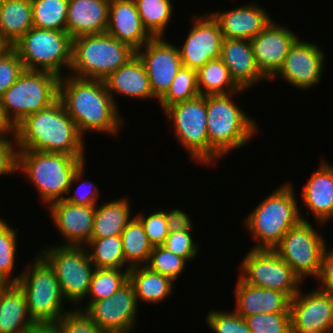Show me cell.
<instances>
[{
  "label": "cell",
  "mask_w": 333,
  "mask_h": 333,
  "mask_svg": "<svg viewBox=\"0 0 333 333\" xmlns=\"http://www.w3.org/2000/svg\"><path fill=\"white\" fill-rule=\"evenodd\" d=\"M58 99L82 135L87 131L117 135L124 122L104 80L63 75Z\"/></svg>",
  "instance_id": "cell-1"
},
{
  "label": "cell",
  "mask_w": 333,
  "mask_h": 333,
  "mask_svg": "<svg viewBox=\"0 0 333 333\" xmlns=\"http://www.w3.org/2000/svg\"><path fill=\"white\" fill-rule=\"evenodd\" d=\"M15 136L18 149L85 157L83 135L59 99L25 117L15 126Z\"/></svg>",
  "instance_id": "cell-2"
},
{
  "label": "cell",
  "mask_w": 333,
  "mask_h": 333,
  "mask_svg": "<svg viewBox=\"0 0 333 333\" xmlns=\"http://www.w3.org/2000/svg\"><path fill=\"white\" fill-rule=\"evenodd\" d=\"M86 158L66 153L18 149L17 171L24 172L40 199L48 205L63 200L73 184L82 181Z\"/></svg>",
  "instance_id": "cell-3"
},
{
  "label": "cell",
  "mask_w": 333,
  "mask_h": 333,
  "mask_svg": "<svg viewBox=\"0 0 333 333\" xmlns=\"http://www.w3.org/2000/svg\"><path fill=\"white\" fill-rule=\"evenodd\" d=\"M231 95H206L209 166L233 149L246 146L258 133L256 121L237 106Z\"/></svg>",
  "instance_id": "cell-4"
},
{
  "label": "cell",
  "mask_w": 333,
  "mask_h": 333,
  "mask_svg": "<svg viewBox=\"0 0 333 333\" xmlns=\"http://www.w3.org/2000/svg\"><path fill=\"white\" fill-rule=\"evenodd\" d=\"M294 192L291 183L280 185L243 219L245 229L258 242L251 249H274L290 228L307 221L298 209Z\"/></svg>",
  "instance_id": "cell-5"
},
{
  "label": "cell",
  "mask_w": 333,
  "mask_h": 333,
  "mask_svg": "<svg viewBox=\"0 0 333 333\" xmlns=\"http://www.w3.org/2000/svg\"><path fill=\"white\" fill-rule=\"evenodd\" d=\"M135 55L136 50L130 45L107 32L82 35L72 39V63L68 71L78 78L105 80Z\"/></svg>",
  "instance_id": "cell-6"
},
{
  "label": "cell",
  "mask_w": 333,
  "mask_h": 333,
  "mask_svg": "<svg viewBox=\"0 0 333 333\" xmlns=\"http://www.w3.org/2000/svg\"><path fill=\"white\" fill-rule=\"evenodd\" d=\"M16 283L24 292L28 313L34 322L57 323L63 315L65 297L50 264L38 253ZM64 299V300H63Z\"/></svg>",
  "instance_id": "cell-7"
},
{
  "label": "cell",
  "mask_w": 333,
  "mask_h": 333,
  "mask_svg": "<svg viewBox=\"0 0 333 333\" xmlns=\"http://www.w3.org/2000/svg\"><path fill=\"white\" fill-rule=\"evenodd\" d=\"M60 77L47 71L25 70L0 97L7 118L17 126L25 117L59 98Z\"/></svg>",
  "instance_id": "cell-8"
},
{
  "label": "cell",
  "mask_w": 333,
  "mask_h": 333,
  "mask_svg": "<svg viewBox=\"0 0 333 333\" xmlns=\"http://www.w3.org/2000/svg\"><path fill=\"white\" fill-rule=\"evenodd\" d=\"M25 70L47 71L62 77V66L70 70L72 38L67 31L32 27L13 46Z\"/></svg>",
  "instance_id": "cell-9"
},
{
  "label": "cell",
  "mask_w": 333,
  "mask_h": 333,
  "mask_svg": "<svg viewBox=\"0 0 333 333\" xmlns=\"http://www.w3.org/2000/svg\"><path fill=\"white\" fill-rule=\"evenodd\" d=\"M38 253L53 268L65 300L75 304L74 308L81 309L80 302L88 295L95 271L86 247L56 245Z\"/></svg>",
  "instance_id": "cell-10"
},
{
  "label": "cell",
  "mask_w": 333,
  "mask_h": 333,
  "mask_svg": "<svg viewBox=\"0 0 333 333\" xmlns=\"http://www.w3.org/2000/svg\"><path fill=\"white\" fill-rule=\"evenodd\" d=\"M166 113V114H165ZM166 118L173 122L174 135L194 162L208 166L209 139L207 134L206 96L174 104L164 109Z\"/></svg>",
  "instance_id": "cell-11"
},
{
  "label": "cell",
  "mask_w": 333,
  "mask_h": 333,
  "mask_svg": "<svg viewBox=\"0 0 333 333\" xmlns=\"http://www.w3.org/2000/svg\"><path fill=\"white\" fill-rule=\"evenodd\" d=\"M326 247L322 234H319L308 220H301L287 231L273 250L303 283L306 276L314 279L319 276L321 257Z\"/></svg>",
  "instance_id": "cell-12"
},
{
  "label": "cell",
  "mask_w": 333,
  "mask_h": 333,
  "mask_svg": "<svg viewBox=\"0 0 333 333\" xmlns=\"http://www.w3.org/2000/svg\"><path fill=\"white\" fill-rule=\"evenodd\" d=\"M240 278L247 284L285 293L292 299L301 280L273 249H251L240 263Z\"/></svg>",
  "instance_id": "cell-13"
},
{
  "label": "cell",
  "mask_w": 333,
  "mask_h": 333,
  "mask_svg": "<svg viewBox=\"0 0 333 333\" xmlns=\"http://www.w3.org/2000/svg\"><path fill=\"white\" fill-rule=\"evenodd\" d=\"M83 311L105 333H131L136 326L138 302L128 281L111 297L88 302Z\"/></svg>",
  "instance_id": "cell-14"
},
{
  "label": "cell",
  "mask_w": 333,
  "mask_h": 333,
  "mask_svg": "<svg viewBox=\"0 0 333 333\" xmlns=\"http://www.w3.org/2000/svg\"><path fill=\"white\" fill-rule=\"evenodd\" d=\"M291 333H332L333 293L315 288L290 300Z\"/></svg>",
  "instance_id": "cell-15"
},
{
  "label": "cell",
  "mask_w": 333,
  "mask_h": 333,
  "mask_svg": "<svg viewBox=\"0 0 333 333\" xmlns=\"http://www.w3.org/2000/svg\"><path fill=\"white\" fill-rule=\"evenodd\" d=\"M325 57L318 45L298 37L291 45L282 66L269 81H274L279 75L291 86L307 90L319 84L326 63Z\"/></svg>",
  "instance_id": "cell-16"
},
{
  "label": "cell",
  "mask_w": 333,
  "mask_h": 333,
  "mask_svg": "<svg viewBox=\"0 0 333 333\" xmlns=\"http://www.w3.org/2000/svg\"><path fill=\"white\" fill-rule=\"evenodd\" d=\"M163 38L152 37L136 51L144 63L151 90L157 101L167 93L178 71L183 67L178 46Z\"/></svg>",
  "instance_id": "cell-17"
},
{
  "label": "cell",
  "mask_w": 333,
  "mask_h": 333,
  "mask_svg": "<svg viewBox=\"0 0 333 333\" xmlns=\"http://www.w3.org/2000/svg\"><path fill=\"white\" fill-rule=\"evenodd\" d=\"M205 14L199 18L193 16V27L187 34L184 44L178 48L182 65L196 71L209 60L220 58L223 41L218 22L210 13Z\"/></svg>",
  "instance_id": "cell-18"
},
{
  "label": "cell",
  "mask_w": 333,
  "mask_h": 333,
  "mask_svg": "<svg viewBox=\"0 0 333 333\" xmlns=\"http://www.w3.org/2000/svg\"><path fill=\"white\" fill-rule=\"evenodd\" d=\"M297 34L271 20L250 42L257 67L270 80L280 69Z\"/></svg>",
  "instance_id": "cell-19"
},
{
  "label": "cell",
  "mask_w": 333,
  "mask_h": 333,
  "mask_svg": "<svg viewBox=\"0 0 333 333\" xmlns=\"http://www.w3.org/2000/svg\"><path fill=\"white\" fill-rule=\"evenodd\" d=\"M51 219L65 243L61 246H85L93 232L95 206H81L58 200L48 206Z\"/></svg>",
  "instance_id": "cell-20"
},
{
  "label": "cell",
  "mask_w": 333,
  "mask_h": 333,
  "mask_svg": "<svg viewBox=\"0 0 333 333\" xmlns=\"http://www.w3.org/2000/svg\"><path fill=\"white\" fill-rule=\"evenodd\" d=\"M251 2L231 10L210 13L218 22L223 38L251 41L273 19L259 4Z\"/></svg>",
  "instance_id": "cell-21"
},
{
  "label": "cell",
  "mask_w": 333,
  "mask_h": 333,
  "mask_svg": "<svg viewBox=\"0 0 333 333\" xmlns=\"http://www.w3.org/2000/svg\"><path fill=\"white\" fill-rule=\"evenodd\" d=\"M106 32L136 51L153 37L143 26L134 0H110Z\"/></svg>",
  "instance_id": "cell-22"
},
{
  "label": "cell",
  "mask_w": 333,
  "mask_h": 333,
  "mask_svg": "<svg viewBox=\"0 0 333 333\" xmlns=\"http://www.w3.org/2000/svg\"><path fill=\"white\" fill-rule=\"evenodd\" d=\"M220 59L242 89L248 90L259 81L268 80L257 67L249 40L223 38Z\"/></svg>",
  "instance_id": "cell-23"
},
{
  "label": "cell",
  "mask_w": 333,
  "mask_h": 333,
  "mask_svg": "<svg viewBox=\"0 0 333 333\" xmlns=\"http://www.w3.org/2000/svg\"><path fill=\"white\" fill-rule=\"evenodd\" d=\"M234 311L244 317L258 313H290V298L283 292L257 287L238 278Z\"/></svg>",
  "instance_id": "cell-24"
},
{
  "label": "cell",
  "mask_w": 333,
  "mask_h": 333,
  "mask_svg": "<svg viewBox=\"0 0 333 333\" xmlns=\"http://www.w3.org/2000/svg\"><path fill=\"white\" fill-rule=\"evenodd\" d=\"M109 9L110 0H69L66 31L72 39L105 33Z\"/></svg>",
  "instance_id": "cell-25"
},
{
  "label": "cell",
  "mask_w": 333,
  "mask_h": 333,
  "mask_svg": "<svg viewBox=\"0 0 333 333\" xmlns=\"http://www.w3.org/2000/svg\"><path fill=\"white\" fill-rule=\"evenodd\" d=\"M302 202L318 224L333 218V165L323 160L303 186Z\"/></svg>",
  "instance_id": "cell-26"
},
{
  "label": "cell",
  "mask_w": 333,
  "mask_h": 333,
  "mask_svg": "<svg viewBox=\"0 0 333 333\" xmlns=\"http://www.w3.org/2000/svg\"><path fill=\"white\" fill-rule=\"evenodd\" d=\"M104 82L115 104L114 97L117 94L135 99H157L151 90L144 63L137 54L125 65L111 73Z\"/></svg>",
  "instance_id": "cell-27"
},
{
  "label": "cell",
  "mask_w": 333,
  "mask_h": 333,
  "mask_svg": "<svg viewBox=\"0 0 333 333\" xmlns=\"http://www.w3.org/2000/svg\"><path fill=\"white\" fill-rule=\"evenodd\" d=\"M33 27L31 0L0 1V38L12 47Z\"/></svg>",
  "instance_id": "cell-28"
},
{
  "label": "cell",
  "mask_w": 333,
  "mask_h": 333,
  "mask_svg": "<svg viewBox=\"0 0 333 333\" xmlns=\"http://www.w3.org/2000/svg\"><path fill=\"white\" fill-rule=\"evenodd\" d=\"M33 322L25 294L17 284L0 291V333H23Z\"/></svg>",
  "instance_id": "cell-29"
},
{
  "label": "cell",
  "mask_w": 333,
  "mask_h": 333,
  "mask_svg": "<svg viewBox=\"0 0 333 333\" xmlns=\"http://www.w3.org/2000/svg\"><path fill=\"white\" fill-rule=\"evenodd\" d=\"M129 200L119 198L95 206L93 232L90 239L121 235L132 220Z\"/></svg>",
  "instance_id": "cell-30"
},
{
  "label": "cell",
  "mask_w": 333,
  "mask_h": 333,
  "mask_svg": "<svg viewBox=\"0 0 333 333\" xmlns=\"http://www.w3.org/2000/svg\"><path fill=\"white\" fill-rule=\"evenodd\" d=\"M129 282L133 285L138 303L141 300L147 304L163 302L172 294L174 288L171 278L155 273L146 266L130 268Z\"/></svg>",
  "instance_id": "cell-31"
},
{
  "label": "cell",
  "mask_w": 333,
  "mask_h": 333,
  "mask_svg": "<svg viewBox=\"0 0 333 333\" xmlns=\"http://www.w3.org/2000/svg\"><path fill=\"white\" fill-rule=\"evenodd\" d=\"M200 95H218L244 92L231 78L228 68L220 58L209 60L197 71Z\"/></svg>",
  "instance_id": "cell-32"
},
{
  "label": "cell",
  "mask_w": 333,
  "mask_h": 333,
  "mask_svg": "<svg viewBox=\"0 0 333 333\" xmlns=\"http://www.w3.org/2000/svg\"><path fill=\"white\" fill-rule=\"evenodd\" d=\"M127 268L145 266L153 250L141 222L134 216L121 233Z\"/></svg>",
  "instance_id": "cell-33"
},
{
  "label": "cell",
  "mask_w": 333,
  "mask_h": 333,
  "mask_svg": "<svg viewBox=\"0 0 333 333\" xmlns=\"http://www.w3.org/2000/svg\"><path fill=\"white\" fill-rule=\"evenodd\" d=\"M85 247L95 268L130 269L125 264L121 235L90 239Z\"/></svg>",
  "instance_id": "cell-34"
},
{
  "label": "cell",
  "mask_w": 333,
  "mask_h": 333,
  "mask_svg": "<svg viewBox=\"0 0 333 333\" xmlns=\"http://www.w3.org/2000/svg\"><path fill=\"white\" fill-rule=\"evenodd\" d=\"M143 26L153 37L165 34L171 21L173 5L171 0H134Z\"/></svg>",
  "instance_id": "cell-35"
},
{
  "label": "cell",
  "mask_w": 333,
  "mask_h": 333,
  "mask_svg": "<svg viewBox=\"0 0 333 333\" xmlns=\"http://www.w3.org/2000/svg\"><path fill=\"white\" fill-rule=\"evenodd\" d=\"M33 27L66 31L69 0H31Z\"/></svg>",
  "instance_id": "cell-36"
},
{
  "label": "cell",
  "mask_w": 333,
  "mask_h": 333,
  "mask_svg": "<svg viewBox=\"0 0 333 333\" xmlns=\"http://www.w3.org/2000/svg\"><path fill=\"white\" fill-rule=\"evenodd\" d=\"M129 281V270L95 268L87 297L95 302L111 297Z\"/></svg>",
  "instance_id": "cell-37"
},
{
  "label": "cell",
  "mask_w": 333,
  "mask_h": 333,
  "mask_svg": "<svg viewBox=\"0 0 333 333\" xmlns=\"http://www.w3.org/2000/svg\"><path fill=\"white\" fill-rule=\"evenodd\" d=\"M200 95L197 87V71L182 67L178 71L167 93L159 100L164 110L174 104L193 99Z\"/></svg>",
  "instance_id": "cell-38"
},
{
  "label": "cell",
  "mask_w": 333,
  "mask_h": 333,
  "mask_svg": "<svg viewBox=\"0 0 333 333\" xmlns=\"http://www.w3.org/2000/svg\"><path fill=\"white\" fill-rule=\"evenodd\" d=\"M7 221L0 217V273L11 283L16 284L21 274L13 276L16 251H17V229L11 228Z\"/></svg>",
  "instance_id": "cell-39"
},
{
  "label": "cell",
  "mask_w": 333,
  "mask_h": 333,
  "mask_svg": "<svg viewBox=\"0 0 333 333\" xmlns=\"http://www.w3.org/2000/svg\"><path fill=\"white\" fill-rule=\"evenodd\" d=\"M187 262L185 258L175 255L161 245L153 247L145 266L149 270L169 277L175 282L181 272L185 271Z\"/></svg>",
  "instance_id": "cell-40"
},
{
  "label": "cell",
  "mask_w": 333,
  "mask_h": 333,
  "mask_svg": "<svg viewBox=\"0 0 333 333\" xmlns=\"http://www.w3.org/2000/svg\"><path fill=\"white\" fill-rule=\"evenodd\" d=\"M244 319L251 333H291V313H258Z\"/></svg>",
  "instance_id": "cell-41"
},
{
  "label": "cell",
  "mask_w": 333,
  "mask_h": 333,
  "mask_svg": "<svg viewBox=\"0 0 333 333\" xmlns=\"http://www.w3.org/2000/svg\"><path fill=\"white\" fill-rule=\"evenodd\" d=\"M206 323L215 333H251L245 319L234 310L210 311L206 316Z\"/></svg>",
  "instance_id": "cell-42"
},
{
  "label": "cell",
  "mask_w": 333,
  "mask_h": 333,
  "mask_svg": "<svg viewBox=\"0 0 333 333\" xmlns=\"http://www.w3.org/2000/svg\"><path fill=\"white\" fill-rule=\"evenodd\" d=\"M23 71V62L13 47H7L0 53V97L16 82Z\"/></svg>",
  "instance_id": "cell-43"
},
{
  "label": "cell",
  "mask_w": 333,
  "mask_h": 333,
  "mask_svg": "<svg viewBox=\"0 0 333 333\" xmlns=\"http://www.w3.org/2000/svg\"><path fill=\"white\" fill-rule=\"evenodd\" d=\"M135 217L141 222L153 247L164 244L169 234L165 210H156V212L151 213L148 217L145 214L137 213Z\"/></svg>",
  "instance_id": "cell-44"
},
{
  "label": "cell",
  "mask_w": 333,
  "mask_h": 333,
  "mask_svg": "<svg viewBox=\"0 0 333 333\" xmlns=\"http://www.w3.org/2000/svg\"><path fill=\"white\" fill-rule=\"evenodd\" d=\"M162 246L188 262L195 258L199 249L192 238V230L169 232Z\"/></svg>",
  "instance_id": "cell-45"
},
{
  "label": "cell",
  "mask_w": 333,
  "mask_h": 333,
  "mask_svg": "<svg viewBox=\"0 0 333 333\" xmlns=\"http://www.w3.org/2000/svg\"><path fill=\"white\" fill-rule=\"evenodd\" d=\"M56 324L60 333H105L83 311L74 307Z\"/></svg>",
  "instance_id": "cell-46"
},
{
  "label": "cell",
  "mask_w": 333,
  "mask_h": 333,
  "mask_svg": "<svg viewBox=\"0 0 333 333\" xmlns=\"http://www.w3.org/2000/svg\"><path fill=\"white\" fill-rule=\"evenodd\" d=\"M10 137L0 136V176L18 172V145L16 136L13 135Z\"/></svg>",
  "instance_id": "cell-47"
},
{
  "label": "cell",
  "mask_w": 333,
  "mask_h": 333,
  "mask_svg": "<svg viewBox=\"0 0 333 333\" xmlns=\"http://www.w3.org/2000/svg\"><path fill=\"white\" fill-rule=\"evenodd\" d=\"M91 183L92 182H90L89 180L84 181L83 179V182H81L79 187L76 188L74 195H70L71 193L67 192V197H65L63 200L74 205L96 206L98 196L100 194L98 191V186L94 183ZM81 189L85 191H81Z\"/></svg>",
  "instance_id": "cell-48"
},
{
  "label": "cell",
  "mask_w": 333,
  "mask_h": 333,
  "mask_svg": "<svg viewBox=\"0 0 333 333\" xmlns=\"http://www.w3.org/2000/svg\"><path fill=\"white\" fill-rule=\"evenodd\" d=\"M316 280L320 282L318 288L333 293V249L328 250L327 247L323 250L321 257V269Z\"/></svg>",
  "instance_id": "cell-49"
},
{
  "label": "cell",
  "mask_w": 333,
  "mask_h": 333,
  "mask_svg": "<svg viewBox=\"0 0 333 333\" xmlns=\"http://www.w3.org/2000/svg\"><path fill=\"white\" fill-rule=\"evenodd\" d=\"M165 217L167 220V226L169 232H175L179 230H192V222L189 217L187 216L186 212L182 211L181 209H172L170 212L165 211Z\"/></svg>",
  "instance_id": "cell-50"
},
{
  "label": "cell",
  "mask_w": 333,
  "mask_h": 333,
  "mask_svg": "<svg viewBox=\"0 0 333 333\" xmlns=\"http://www.w3.org/2000/svg\"><path fill=\"white\" fill-rule=\"evenodd\" d=\"M23 333H60L54 322H33Z\"/></svg>",
  "instance_id": "cell-51"
},
{
  "label": "cell",
  "mask_w": 333,
  "mask_h": 333,
  "mask_svg": "<svg viewBox=\"0 0 333 333\" xmlns=\"http://www.w3.org/2000/svg\"><path fill=\"white\" fill-rule=\"evenodd\" d=\"M15 135V126L5 115L0 99V136Z\"/></svg>",
  "instance_id": "cell-52"
},
{
  "label": "cell",
  "mask_w": 333,
  "mask_h": 333,
  "mask_svg": "<svg viewBox=\"0 0 333 333\" xmlns=\"http://www.w3.org/2000/svg\"><path fill=\"white\" fill-rule=\"evenodd\" d=\"M11 283L0 273V291L6 289Z\"/></svg>",
  "instance_id": "cell-53"
},
{
  "label": "cell",
  "mask_w": 333,
  "mask_h": 333,
  "mask_svg": "<svg viewBox=\"0 0 333 333\" xmlns=\"http://www.w3.org/2000/svg\"><path fill=\"white\" fill-rule=\"evenodd\" d=\"M8 46L0 38V53L4 51Z\"/></svg>",
  "instance_id": "cell-54"
}]
</instances>
